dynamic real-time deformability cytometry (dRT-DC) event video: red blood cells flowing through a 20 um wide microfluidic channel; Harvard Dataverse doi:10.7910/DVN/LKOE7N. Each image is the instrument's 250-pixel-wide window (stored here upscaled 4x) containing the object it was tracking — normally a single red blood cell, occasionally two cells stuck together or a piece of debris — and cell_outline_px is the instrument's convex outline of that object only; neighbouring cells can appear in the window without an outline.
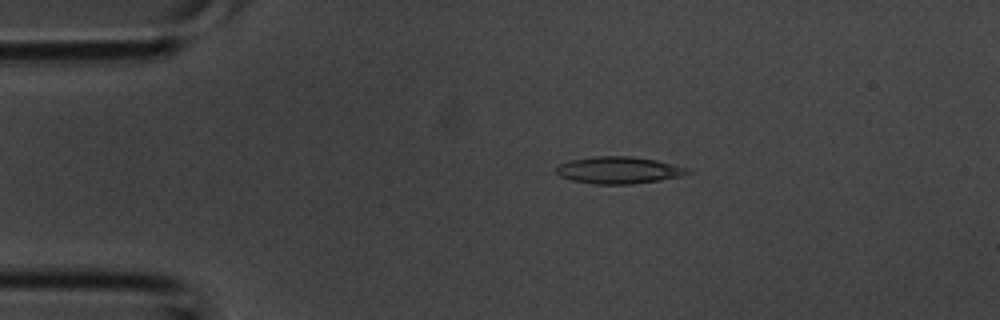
{"species": "common noctule bat (a hibernating species)", "species_latin": "Nyctalus noctula", "temperature_condition": "room temperature", "stored_images_in_passage": 2, "camera_frame_rate_fps": 3000, "um_per_image_px": 0.085, "animal": {"sex": "male", "body_mass_g": 20.1, "forearm_length_mm": 53.5}, "frame": {"image": 1, "passage_image": 1, "time_ms": 0.0, "image_size_px": [1000, 320], "cell_outline_px": [[692, 172], [680, 176], [660, 180], [632, 184], [596, 184], [572, 180], [560, 176], [556, 172], [556, 168], [560, 164], [568, 160], [596, 156], [632, 156], [656, 160], [692, 168]], "centroid_in_image_um": [52.63, 14.45], "position_along_channel_um": 32.4, "area_um2": 20.75}}